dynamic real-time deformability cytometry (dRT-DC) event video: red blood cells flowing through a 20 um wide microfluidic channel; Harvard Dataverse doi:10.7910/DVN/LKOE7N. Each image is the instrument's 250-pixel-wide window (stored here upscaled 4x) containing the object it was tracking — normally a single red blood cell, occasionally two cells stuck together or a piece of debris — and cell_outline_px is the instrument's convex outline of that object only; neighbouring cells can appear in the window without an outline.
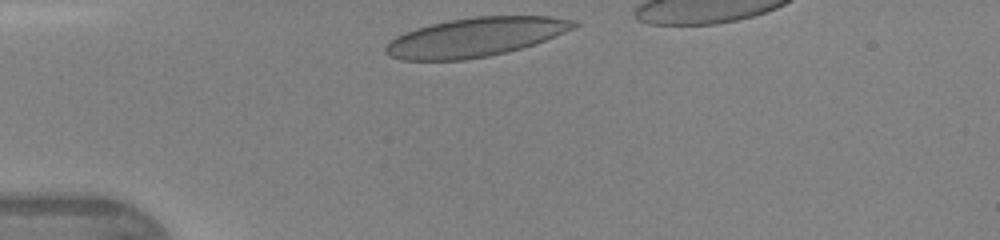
{"species": "human", "species_latin": "Homo sapiens", "temperature_condition": "warm", "stored_images_in_passage": 7, "camera_frame_rate_fps": 3000, "um_per_image_px": 0.085, "donor": {"sex": "female"}, "frame": {"image": 1, "passage_image": 1, "time_ms": 0.0, "image_size_px": [1000, 240], "cell_outline_px": [[580, 24], [564, 32], [544, 40], [520, 48], [488, 56], [464, 60], [400, 60], [384, 52], [384, 48], [396, 36], [404, 32], [416, 28], [448, 20], [476, 16], [552, 16], [576, 20]], "centroid_in_image_um": [40.4, 3.15], "position_along_channel_um": 44.6, "area_um2": 42.43}}
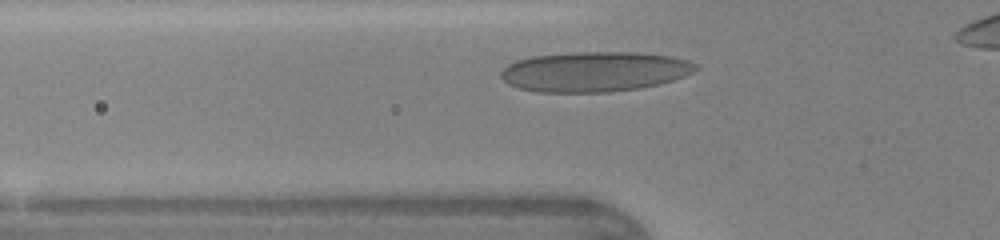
{"frame": {"image": 2, "passage_image": 4, "time_ms": 1.0, "image_size_px": [1000, 240], "cell_outline_px": [[700, 68], [684, 76], [660, 84], [640, 88], [608, 92], [536, 92], [516, 88], [508, 84], [500, 76], [500, 72], [508, 64], [516, 60], [532, 56], [576, 52], [636, 52], [672, 56], [688, 60], [696, 64]], "centroid_in_image_um": [50.52, 6.09], "position_along_channel_um": 75.3, "area_um2": 45.72}}